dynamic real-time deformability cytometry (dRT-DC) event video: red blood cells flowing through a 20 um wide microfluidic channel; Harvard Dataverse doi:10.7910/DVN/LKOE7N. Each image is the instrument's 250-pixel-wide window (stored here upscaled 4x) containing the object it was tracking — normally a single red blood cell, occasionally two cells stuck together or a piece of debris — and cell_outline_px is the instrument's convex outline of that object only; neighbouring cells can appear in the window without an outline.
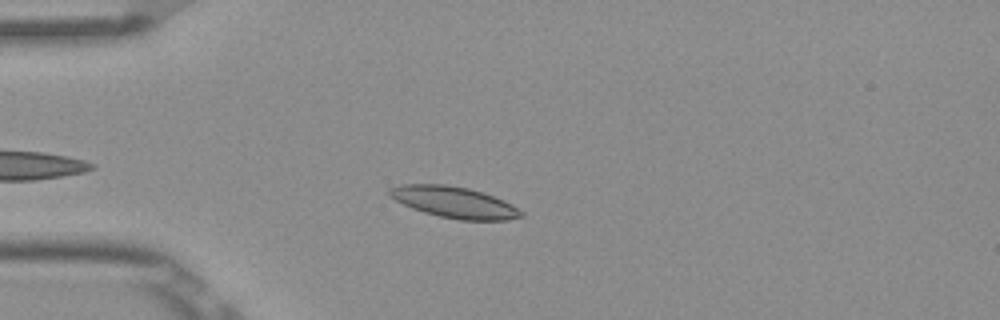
{"species": "Egyptian fruit bat (a non-hibernating species)", "species_latin": "Rousettus aegyptiacus", "temperature_condition": "room temperature", "stored_images_in_passage": 34, "camera_frame_rate_fps": 3000, "um_per_image_px": 0.085, "frame": {"image": 1, "passage_image": 7, "time_ms": 2.0, "image_size_px": [1000, 320], "cell_outline_px": [[524, 216], [508, 220], [460, 220], [440, 216], [424, 212], [412, 208], [388, 196], [388, 188], [400, 184], [444, 184], [468, 188], [504, 200], [512, 204], [524, 212]], "centroid_in_image_um": [38.6, 17.19], "position_along_channel_um": 46.4, "area_um2": 23.93}}
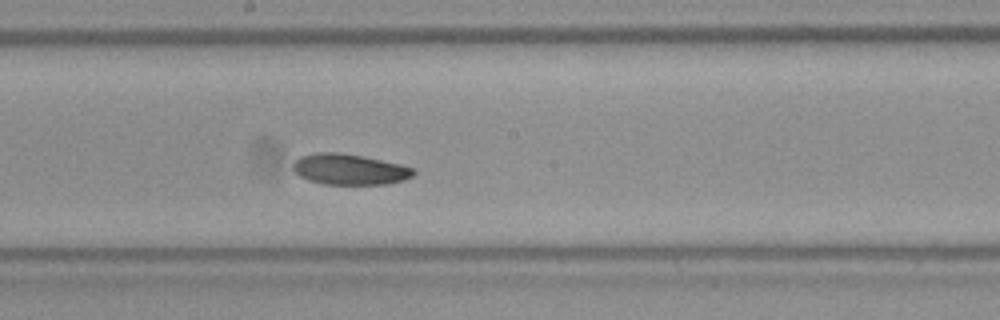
{"frame": {"image": 2, "passage_image": 22, "time_ms": 7.0, "image_size_px": [1000, 320], "cell_outline_px": [[416, 172], [412, 176], [404, 180], [388, 184], [324, 184], [308, 180], [300, 176], [292, 168], [292, 164], [300, 156], [316, 152], [340, 152], [364, 156], [400, 164], [412, 168]], "centroid_in_image_um": [29.7, 14.39], "position_along_channel_um": 218.5, "area_um2": 21.68}}
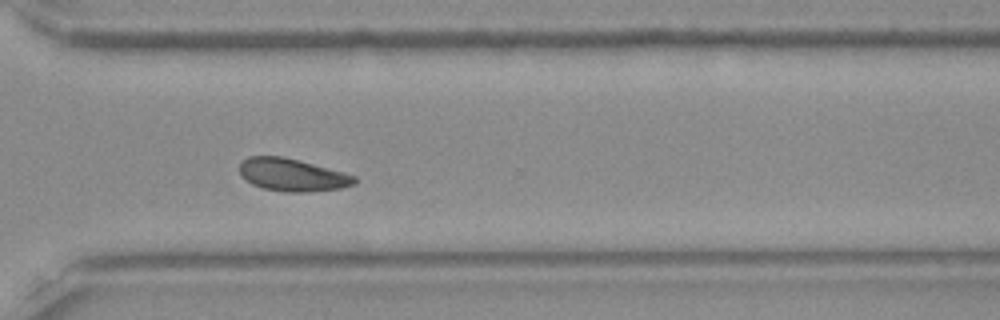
{"frame": {"image": 3, "passage_image": 32, "time_ms": 10.333, "image_size_px": [1000, 320], "cell_outline_px": [[356, 184], [340, 188], [304, 192], [284, 192], [264, 188], [252, 184], [240, 176], [240, 160], [248, 156], [280, 156], [312, 164], [356, 176]], "centroid_in_image_um": [24.79, 14.87], "position_along_channel_um": 345.8, "area_um2": 21.62}, "authors_computed_cell_mechanics": {"area_um2": 22.5131, "velocity_mm_per_s": 3.8217, "shape_relaxation_time_tau1_ms": 2.6952, "shape_relaxation_time_tau2_ms": null, "deformation_change_tau1": 0.0751, "deformation_change_tau2": null}}